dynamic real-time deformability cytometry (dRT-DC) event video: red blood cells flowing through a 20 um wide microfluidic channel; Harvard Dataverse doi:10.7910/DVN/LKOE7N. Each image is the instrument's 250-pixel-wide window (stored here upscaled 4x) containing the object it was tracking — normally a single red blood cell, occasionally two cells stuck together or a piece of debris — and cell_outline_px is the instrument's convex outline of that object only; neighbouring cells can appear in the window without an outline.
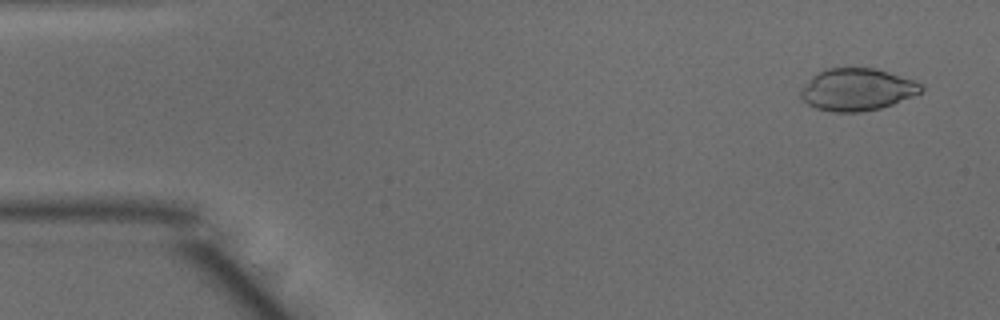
{"species": "common noctule bat (a hibernating species)", "species_latin": "Nyctalus noctula", "temperature_condition": "warm", "stored_images_in_passage": 7, "camera_frame_rate_fps": 3000, "um_per_image_px": 0.085, "animal": {"sex": "male", "body_mass_g": 15.6}, "frame": {"image": 1, "passage_image": 2, "time_ms": 0.333, "image_size_px": [1000, 320], "cell_outline_px": [[924, 88], [920, 92], [912, 96], [892, 104], [880, 108], [860, 112], [832, 112], [816, 108], [808, 104], [800, 96], [800, 92], [812, 76], [828, 68], [876, 68], [912, 80], [920, 84]], "centroid_in_image_um": [72.84, 7.62], "position_along_channel_um": 12.2, "area_um2": 29.19}}